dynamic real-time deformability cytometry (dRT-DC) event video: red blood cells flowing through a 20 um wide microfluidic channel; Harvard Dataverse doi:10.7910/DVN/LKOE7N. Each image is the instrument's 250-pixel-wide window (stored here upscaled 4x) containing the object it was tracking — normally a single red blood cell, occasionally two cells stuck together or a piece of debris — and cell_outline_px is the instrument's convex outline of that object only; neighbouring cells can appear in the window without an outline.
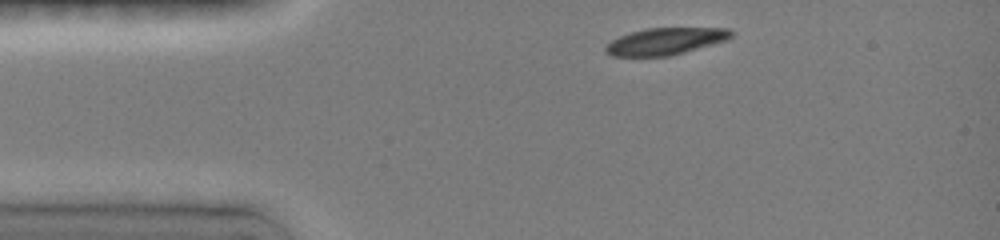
{"species": "common noctule bat (a hibernating species)", "species_latin": "Nyctalus noctula", "temperature_condition": "room temperature", "stored_images_in_passage": 9, "camera_frame_rate_fps": 3000, "um_per_image_px": 0.085, "animal": {"sex": "female", "body_mass_g": 19.0, "forearm_length_mm": 51.5}, "frame": {"image": 1, "passage_image": 1, "time_ms": 0.0, "image_size_px": [1000, 240], "cell_outline_px": [[732, 36], [724, 40], [668, 56], [612, 56], [604, 48], [612, 40], [620, 36], [644, 28], [728, 28], [732, 32]], "centroid_in_image_um": [56.52, 3.5], "position_along_channel_um": 28.5, "area_um2": 19.13}}
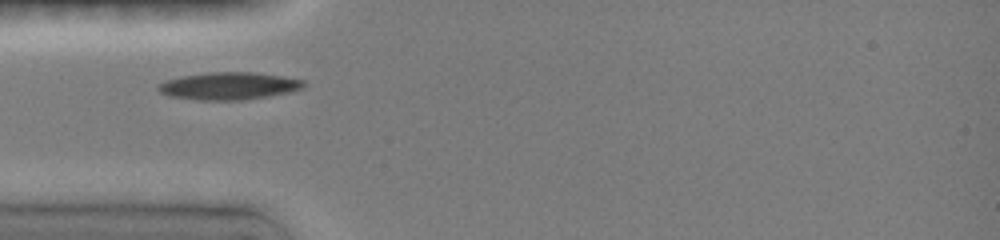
{"frame": {"image": 2, "passage_image": 4, "time_ms": 2.0, "image_size_px": [1000, 240], "cell_outline_px": [[304, 84], [300, 88], [288, 92], [264, 96], [236, 100], [200, 100], [168, 96], [160, 92], [156, 88], [156, 84], [168, 80], [184, 76], [208, 72], [252, 72], [280, 76], [304, 80]], "centroid_in_image_um": [19.37, 7.3], "position_along_channel_um": 65.6, "area_um2": 22.77}}
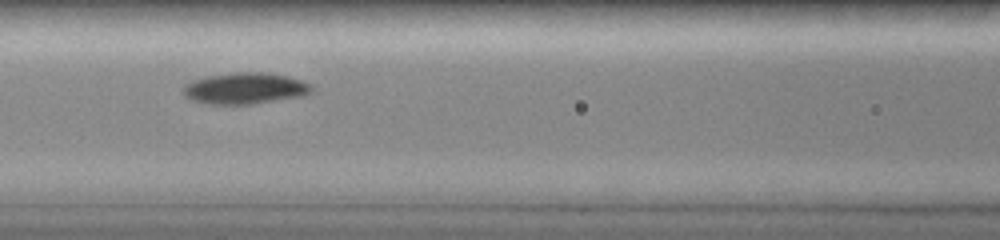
{"frame": {"image": 3, "passage_image": 7, "time_ms": 4.0, "image_size_px": [1000, 240], "cell_outline_px": [[312, 88], [308, 92], [300, 96], [252, 104], [208, 104], [192, 100], [184, 92], [184, 88], [188, 84], [196, 80], [208, 76], [236, 72], [268, 72], [288, 76], [300, 80], [308, 84]], "centroid_in_image_um": [20.84, 7.5], "position_along_channel_um": 145.8, "area_um2": 22.83}}